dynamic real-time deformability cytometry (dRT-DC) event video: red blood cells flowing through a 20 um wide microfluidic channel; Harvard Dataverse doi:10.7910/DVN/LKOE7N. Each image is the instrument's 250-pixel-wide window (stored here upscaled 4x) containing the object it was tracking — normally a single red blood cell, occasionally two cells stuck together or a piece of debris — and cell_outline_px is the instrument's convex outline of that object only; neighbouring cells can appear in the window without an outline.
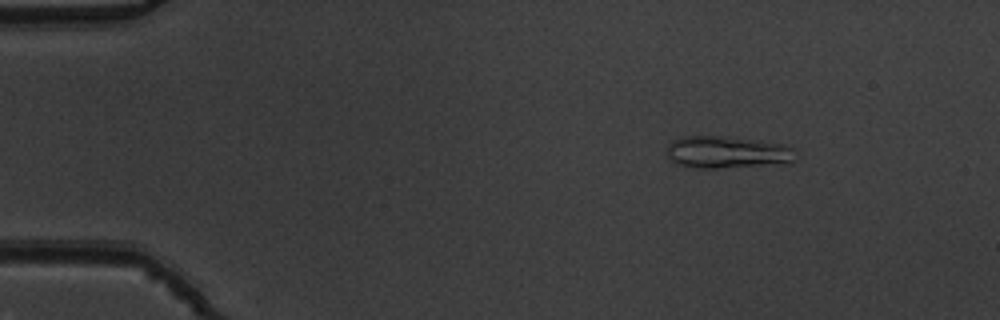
{"species": "common noctule bat (a hibernating species)", "species_latin": "Nyctalus noctula", "temperature_condition": "warm", "stored_images_in_passage": 52, "camera_frame_rate_fps": 3000, "um_per_image_px": 0.085, "animal": {"sex": "male", "body_mass_g": 19.5, "forearm_length_mm": 54.6}, "frame": {"image": 1, "passage_image": 7, "time_ms": 2.0, "image_size_px": [1000, 320], "cell_outline_px": [[796, 160], [788, 164], [716, 168], [692, 168], [680, 164], [664, 156], [668, 144], [672, 140], [680, 136], [720, 136], [756, 140], [784, 144], [792, 148]], "centroid_in_image_um": [61.79, 12.95], "position_along_channel_um": 23.2, "area_um2": 24.51}}
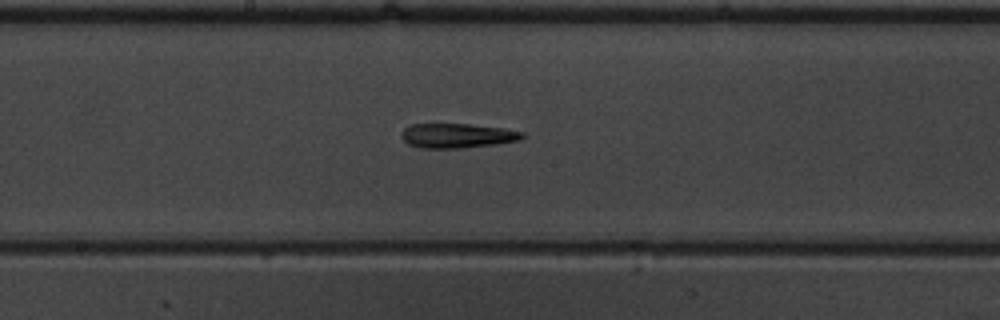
{"frame": {"image": 2, "passage_image": 28, "time_ms": 9.0, "image_size_px": [1000, 320], "cell_outline_px": [[528, 136], [520, 140], [492, 144], [456, 148], [420, 148], [408, 144], [404, 140], [404, 128], [412, 124], [468, 124], [504, 128], [524, 132]], "centroid_in_image_um": [38.92, 11.52], "position_along_channel_um": 209.3, "area_um2": 17.05}}
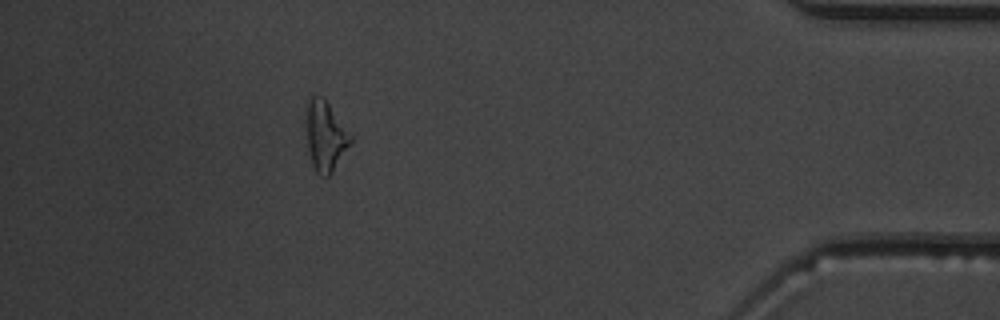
{"frame": {"image": 3, "passage_image": 47, "time_ms": 15.333, "image_size_px": [1000, 320], "cell_outline_px": [[352, 140], [328, 176], [320, 176], [316, 172], [312, 164], [308, 148], [308, 96], [320, 96], [328, 104], [352, 136]], "centroid_in_image_um": [27.66, 11.57], "position_along_channel_um": 407.5, "area_um2": 17.05}, "authors_computed_cell_mechanics": {"area_um2": 17.8024, "velocity_mm_per_s": 3.8712, "shape_relaxation_time_tau1_ms": 8.187, "shape_relaxation_time_tau2_ms": 5.0991, "deformation_change_tau1": 0.2316, "deformation_change_tau2": 0.1928}}